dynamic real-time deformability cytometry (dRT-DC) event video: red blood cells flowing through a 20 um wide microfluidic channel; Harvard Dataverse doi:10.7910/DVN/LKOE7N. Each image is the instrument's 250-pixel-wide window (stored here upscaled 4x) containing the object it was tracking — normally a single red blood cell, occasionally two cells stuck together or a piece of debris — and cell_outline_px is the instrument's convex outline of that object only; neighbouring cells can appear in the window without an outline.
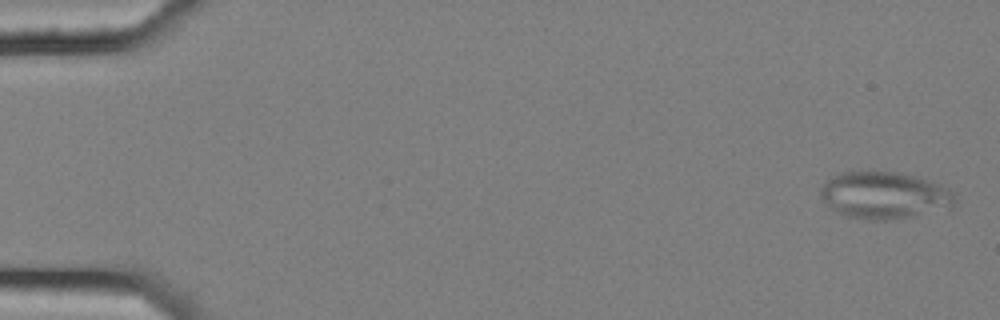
{"species": "common noctule bat (a hibernating species)", "species_latin": "Nyctalus noctula", "temperature_condition": "cold", "stored_images_in_passage": 7, "camera_frame_rate_fps": 3000, "um_per_image_px": 0.085, "animal": {"sex": "female", "body_mass_g": 25.1}, "frame": {"image": 1, "passage_image": 1, "time_ms": 0.0, "image_size_px": [1000, 320], "cell_outline_px": [[956, 192], [952, 204], [908, 216], [888, 220], [868, 220], [844, 216], [832, 208], [820, 196], [820, 188], [832, 176], [840, 172], [896, 172], [912, 176], [948, 188]], "centroid_in_image_um": [75.06, 16.59], "position_along_channel_um": 9.9, "area_um2": 35.6}}